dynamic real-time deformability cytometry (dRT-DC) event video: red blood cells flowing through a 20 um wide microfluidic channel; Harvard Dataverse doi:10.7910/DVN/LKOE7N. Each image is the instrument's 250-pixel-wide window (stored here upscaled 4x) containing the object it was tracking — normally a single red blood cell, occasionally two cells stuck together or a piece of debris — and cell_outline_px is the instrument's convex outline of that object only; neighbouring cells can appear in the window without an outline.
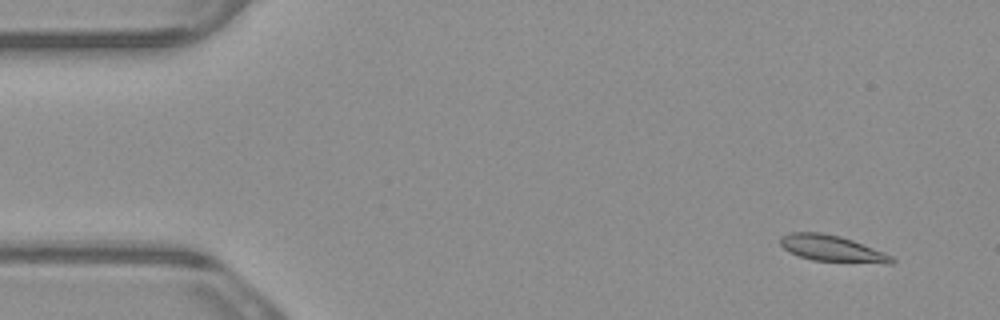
{"species": "common noctule bat (a hibernating species)", "species_latin": "Nyctalus noctula", "temperature_condition": "warm", "stored_images_in_passage": 4, "camera_frame_rate_fps": 3000, "um_per_image_px": 0.085, "animal": {"sex": "male", "body_mass_g": 23.1, "forearm_length_mm": 52.7}, "frame": {"image": 1, "passage_image": 1, "time_ms": 0.0, "image_size_px": [1000, 320], "cell_outline_px": [[896, 260], [892, 264], [884, 264], [812, 260], [800, 256], [784, 248], [780, 244], [780, 236], [788, 232], [820, 232], [840, 236], [852, 240], [892, 256]], "centroid_in_image_um": [70.72, 21.12], "position_along_channel_um": 14.3, "area_um2": 16.99}}
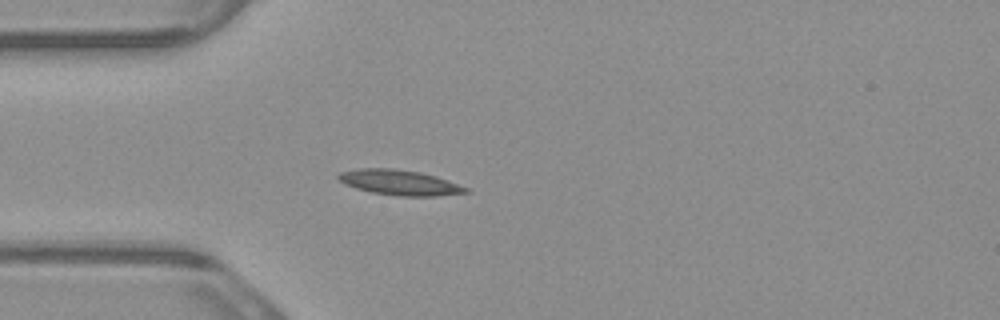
{"frame": {"image": 2, "passage_image": 4, "time_ms": 1.0, "image_size_px": [1000, 320], "cell_outline_px": [[472, 192], [436, 196], [396, 196], [372, 192], [356, 188], [344, 184], [336, 176], [340, 172], [356, 168], [392, 168], [420, 172], [436, 176], [468, 188]], "centroid_in_image_um": [33.95, 15.51], "position_along_channel_um": 51.0, "area_um2": 18.79}}